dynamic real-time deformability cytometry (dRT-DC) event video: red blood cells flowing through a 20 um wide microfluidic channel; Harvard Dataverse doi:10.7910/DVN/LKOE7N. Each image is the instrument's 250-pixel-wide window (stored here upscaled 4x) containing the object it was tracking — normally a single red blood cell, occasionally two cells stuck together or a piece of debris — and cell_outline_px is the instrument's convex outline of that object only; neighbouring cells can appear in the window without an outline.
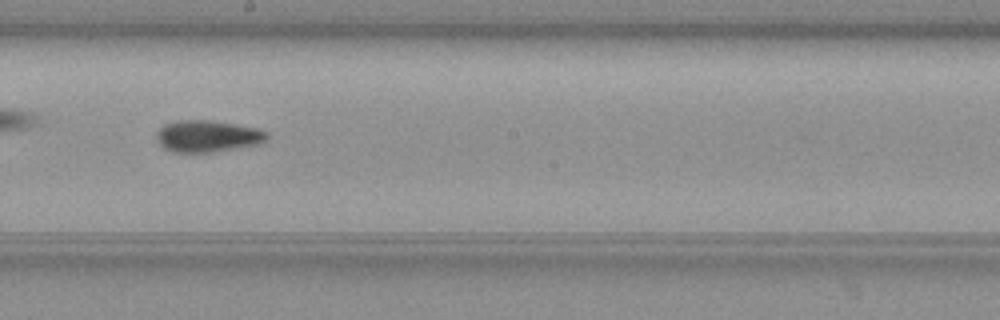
{"species": "common noctule bat (a hibernating species)", "species_latin": "Nyctalus noctula", "temperature_condition": "warm", "stored_images_in_passage": 39, "camera_frame_rate_fps": 3000, "um_per_image_px": 0.085, "animal": {"sex": "female", "body_mass_g": 19.3, "forearm_length_mm": 54.1}, "frame": {"image": 1, "passage_image": 17, "time_ms": 5.333, "image_size_px": [1000, 320], "cell_outline_px": [[268, 136], [260, 144], [216, 152], [172, 152], [164, 148], [156, 140], [156, 132], [164, 124], [176, 120], [208, 120], [236, 124], [256, 128], [268, 132]], "centroid_in_image_um": [17.62, 11.58], "position_along_channel_um": 230.6, "area_um2": 20.58}, "authors_computed_cell_mechanics": {"area_um2": 19.4208, "velocity_mm_per_s": 3.7655, "shape_relaxation_time_tau1_ms": 9.4198, "shape_relaxation_time_tau2_ms": 3.2728, "deformation_change_tau1": 0.2106, "deformation_change_tau2": 0.0696}}